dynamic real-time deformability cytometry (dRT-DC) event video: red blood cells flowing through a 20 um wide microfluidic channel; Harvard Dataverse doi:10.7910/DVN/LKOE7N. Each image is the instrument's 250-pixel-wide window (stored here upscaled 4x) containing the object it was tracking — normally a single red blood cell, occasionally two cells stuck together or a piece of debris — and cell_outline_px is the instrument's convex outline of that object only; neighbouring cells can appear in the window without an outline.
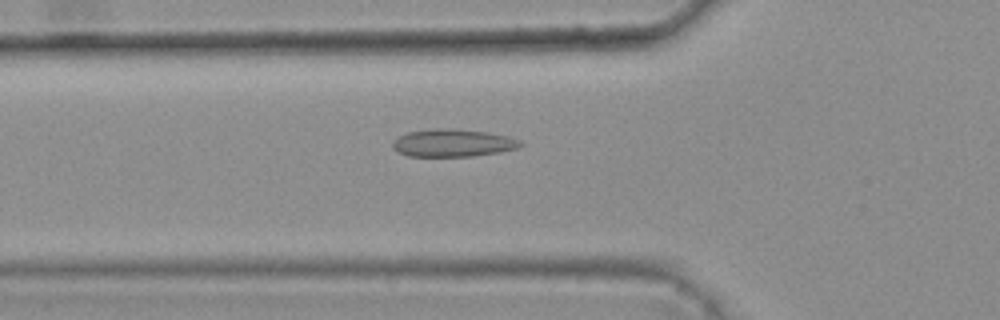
{"species": "common noctule bat (a hibernating species)", "species_latin": "Nyctalus noctula", "temperature_condition": "warm", "stored_images_in_passage": 35, "camera_frame_rate_fps": 3000, "um_per_image_px": 0.085, "animal": {"sex": "female", "body_mass_g": 25.1}, "frame": {"image": 1, "passage_image": 6, "time_ms": 1.667, "image_size_px": [1000, 320], "cell_outline_px": [[524, 144], [520, 148], [500, 152], [472, 156], [408, 156], [392, 148], [392, 144], [400, 136], [408, 132], [432, 128], [452, 128], [488, 132], [508, 136], [520, 140]], "centroid_in_image_um": [38.55, 12.14], "position_along_channel_um": 87.3, "area_um2": 20.63}}
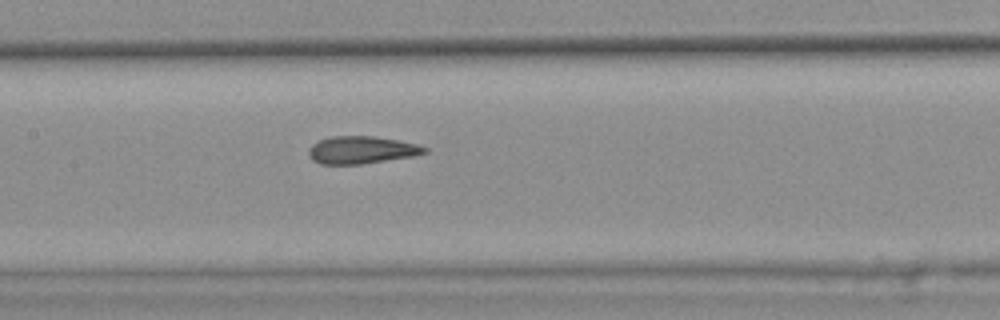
{"frame": {"image": 2, "passage_image": 13, "time_ms": 4.0, "image_size_px": [1000, 320], "cell_outline_px": [[428, 152], [412, 156], [360, 164], [320, 164], [312, 160], [308, 156], [308, 148], [312, 144], [328, 136], [372, 136], [400, 140], [416, 144], [428, 148]], "centroid_in_image_um": [30.69, 12.74], "position_along_channel_um": 176.7, "area_um2": 18.61}}
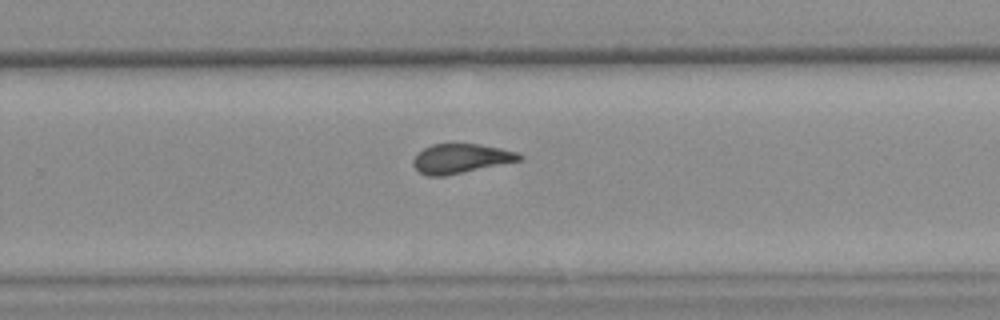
{"frame": {"image": 3, "passage_image": 22, "time_ms": 7.0, "image_size_px": [1000, 320], "cell_outline_px": [[524, 160], [444, 176], [428, 176], [420, 172], [412, 164], [412, 160], [424, 148], [432, 144], [480, 144], [500, 148], [516, 152], [524, 156]], "centroid_in_image_um": [39.21, 13.48], "position_along_channel_um": 290.6, "area_um2": 18.15}, "authors_computed_cell_mechanics": {"area_um2": 18.6694, "velocity_mm_per_s": 3.8109, "shape_relaxation_time_tau1_ms": null, "shape_relaxation_time_tau2_ms": 1.766, "deformation_change_tau1": null, "deformation_change_tau2": 0.0812}}